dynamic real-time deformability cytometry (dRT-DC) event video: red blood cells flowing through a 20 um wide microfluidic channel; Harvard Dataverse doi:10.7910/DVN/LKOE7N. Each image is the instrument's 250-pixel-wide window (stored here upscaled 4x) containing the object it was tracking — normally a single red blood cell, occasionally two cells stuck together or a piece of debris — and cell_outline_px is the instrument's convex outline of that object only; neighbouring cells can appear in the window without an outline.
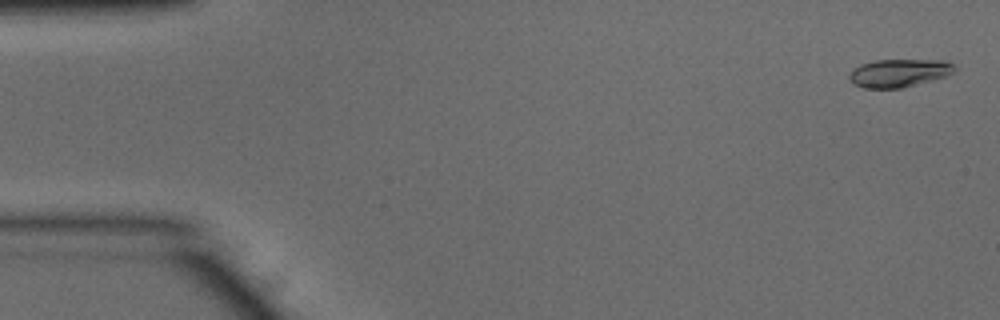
{"species": "common noctule bat (a hibernating species)", "species_latin": "Nyctalus noctula", "temperature_condition": "warm", "stored_images_in_passage": 52, "camera_frame_rate_fps": 3000, "um_per_image_px": 0.085, "animal": {"sex": "male", "body_mass_g": 15.6}, "frame": {"image": 1, "passage_image": 2, "time_ms": 0.333, "image_size_px": [1000, 320], "cell_outline_px": [[956, 68], [948, 76], [904, 88], [864, 88], [848, 80], [848, 76], [852, 68], [860, 64], [876, 60], [944, 60], [952, 64]], "centroid_in_image_um": [76.4, 6.21], "position_along_channel_um": 8.6, "area_um2": 17.34}}
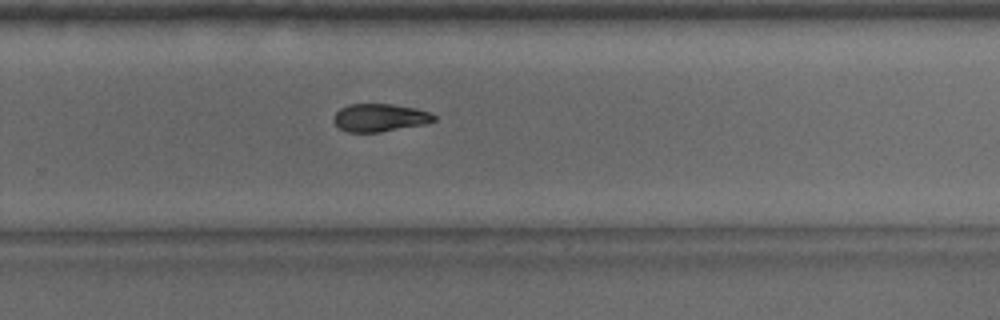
{"frame": {"image": 2, "passage_image": 34, "time_ms": 11.0, "image_size_px": [1000, 320], "cell_outline_px": [[436, 120], [424, 124], [380, 132], [348, 132], [340, 128], [332, 120], [336, 112], [340, 108], [348, 104], [392, 104], [416, 108], [428, 112], [436, 116]], "centroid_in_image_um": [32.27, 9.99], "position_along_channel_um": 297.5, "area_um2": 16.24}}
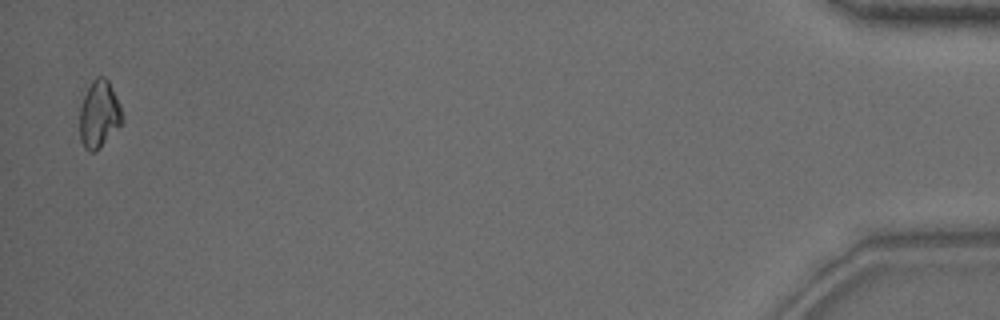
{"frame": {"image": 3, "passage_image": 51, "time_ms": 16.667, "image_size_px": [1000, 320], "cell_outline_px": [[124, 120], [100, 148], [96, 152], [88, 152], [84, 148], [80, 140], [80, 104], [92, 80], [96, 76], [104, 76], [108, 80], [120, 104], [124, 116]], "centroid_in_image_um": [8.42, 9.72], "position_along_channel_um": 426.8, "area_um2": 16.82}, "authors_computed_cell_mechanics": {"area_um2": 16.9932, "velocity_mm_per_s": 3.8999, "shape_relaxation_time_tau1_ms": 3.8528, "shape_relaxation_time_tau2_ms": null, "deformation_change_tau1": 0.1469, "deformation_change_tau2": null}}